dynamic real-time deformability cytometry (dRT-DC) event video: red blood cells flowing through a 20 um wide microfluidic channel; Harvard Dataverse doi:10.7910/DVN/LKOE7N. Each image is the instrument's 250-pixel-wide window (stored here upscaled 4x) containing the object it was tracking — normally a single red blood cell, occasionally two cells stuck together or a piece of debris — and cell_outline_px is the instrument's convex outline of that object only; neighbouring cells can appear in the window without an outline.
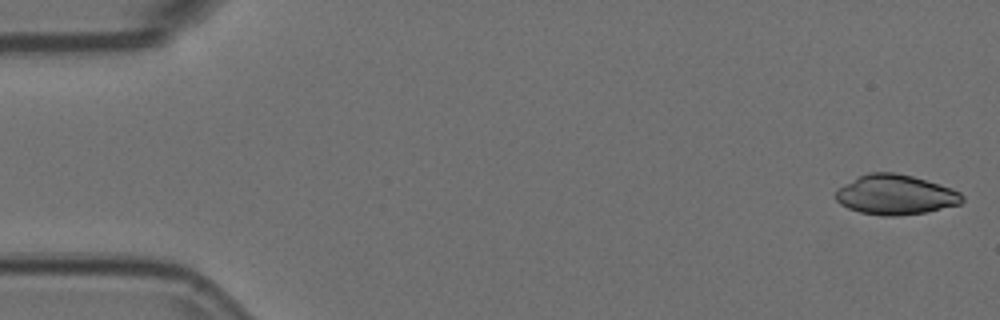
{"species": "Egyptian fruit bat (a non-hibernating species)", "species_latin": "Rousettus aegyptiacus", "temperature_condition": "room temperature", "stored_images_in_passage": 54, "camera_frame_rate_fps": 3000, "um_per_image_px": 0.085, "animal": {"sex": "female"}, "frame": {"image": 1, "passage_image": 1, "time_ms": 0.0, "image_size_px": [1000, 320], "cell_outline_px": [[964, 200], [960, 204], [924, 212], [900, 216], [884, 216], [860, 212], [848, 208], [840, 204], [836, 200], [836, 192], [844, 184], [868, 172], [892, 172], [912, 176], [952, 188], [960, 192], [964, 196]], "centroid_in_image_um": [76.12, 16.56], "position_along_channel_um": 8.9, "area_um2": 29.19}}
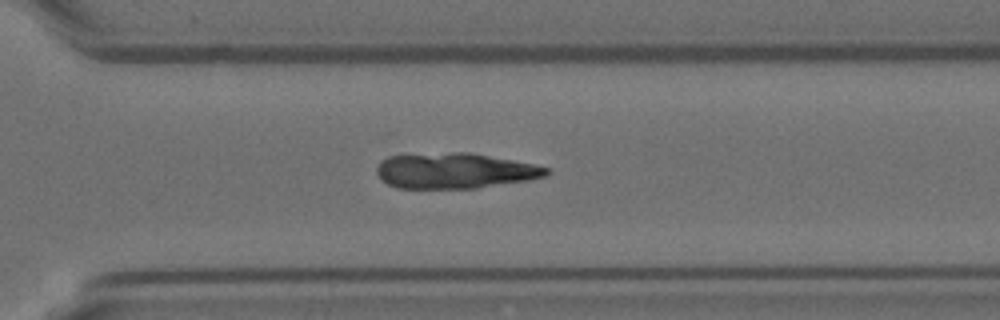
{"frame": {"image": 2, "passage_image": 38, "time_ms": 12.333, "image_size_px": [1000, 320], "cell_outline_px": [[552, 172], [548, 176], [528, 180], [476, 188], [396, 188], [380, 180], [376, 172], [376, 168], [380, 160], [388, 156], [452, 152], [472, 152], [536, 164], [548, 168]], "centroid_in_image_um": [38.68, 14.51], "position_along_channel_um": 331.9, "area_um2": 35.49}}
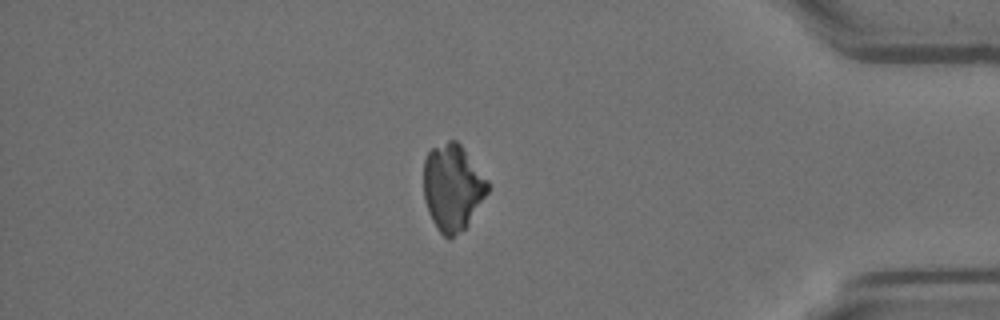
{"frame": {"image": 3, "passage_image": 46, "time_ms": 15.0, "image_size_px": [1000, 320], "cell_outline_px": [[488, 192], [468, 224], [464, 228], [448, 240], [436, 228], [428, 212], [424, 200], [424, 160], [428, 152], [432, 148], [448, 140], [456, 140], [460, 144], [488, 180]], "centroid_in_image_um": [38.45, 15.93], "position_along_channel_um": 396.7, "area_um2": 32.14}}